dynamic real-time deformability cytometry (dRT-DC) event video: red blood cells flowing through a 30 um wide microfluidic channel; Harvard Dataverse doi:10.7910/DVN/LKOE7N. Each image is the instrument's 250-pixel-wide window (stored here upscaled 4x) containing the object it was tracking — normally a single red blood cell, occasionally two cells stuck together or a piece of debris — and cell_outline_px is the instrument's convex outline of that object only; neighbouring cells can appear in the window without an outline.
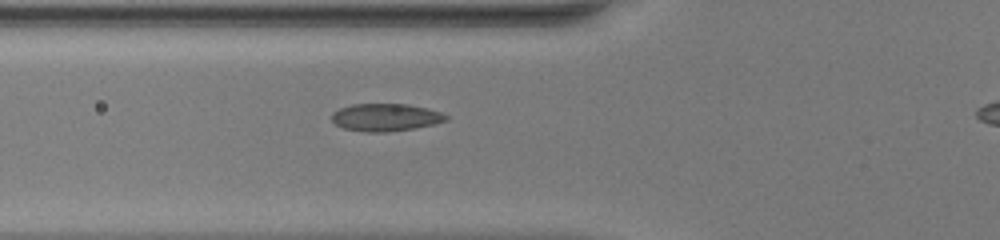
{"species": "common noctule bat (a hibernating species)", "species_latin": "Nyctalus noctula", "temperature_condition": "warm", "stored_images_in_passage": 38, "camera_frame_rate_fps": 3000, "um_per_image_px": 0.085, "animal": {"sex": "female", "body_mass_g": 20.0, "forearm_length_mm": 54.0}, "frame": {"image": 1, "passage_image": 11, "time_ms": 3.333, "image_size_px": [1000, 240], "cell_outline_px": [[448, 120], [436, 124], [416, 128], [388, 132], [364, 132], [344, 128], [336, 124], [332, 120], [332, 112], [340, 108], [352, 104], [408, 104], [440, 112], [448, 116]], "centroid_in_image_um": [32.78, 9.98], "position_along_channel_um": 93.0, "area_um2": 18.38}}
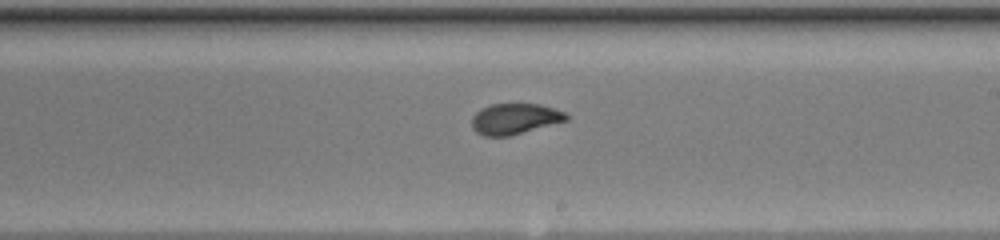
{"frame": {"image": 2, "passage_image": 22, "time_ms": 7.0, "image_size_px": [1000, 240], "cell_outline_px": [[568, 120], [508, 136], [484, 136], [476, 132], [472, 128], [472, 116], [480, 108], [492, 104], [540, 104], [564, 112], [568, 116]], "centroid_in_image_um": [43.72, 10.1], "position_along_channel_um": 245.3, "area_um2": 16.82}}
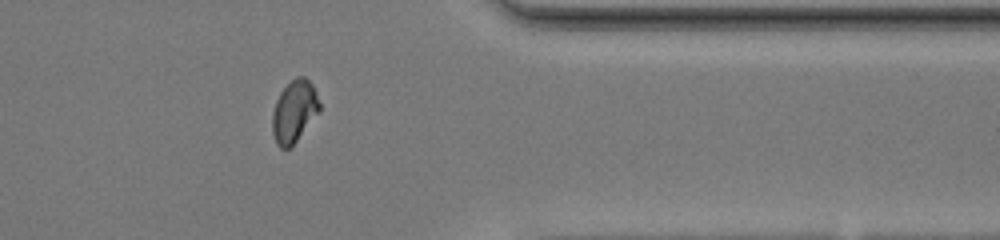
{"frame": {"image": 3, "passage_image": 33, "time_ms": 10.667, "image_size_px": [1000, 240], "cell_outline_px": [[320, 108], [296, 140], [288, 148], [280, 148], [276, 144], [272, 132], [272, 112], [276, 100], [280, 92], [296, 76], [304, 76], [312, 84], [316, 92], [320, 104]], "centroid_in_image_um": [24.97, 9.44], "position_along_channel_um": 386.4, "area_um2": 16.65}, "authors_computed_cell_mechanics": {"area_um2": 17.5134, "velocity_mm_per_s": 4.151, "shape_relaxation_time_tau1_ms": 10.1061, "shape_relaxation_time_tau2_ms": null, "deformation_change_tau1": 0.266, "deformation_change_tau2": null}}